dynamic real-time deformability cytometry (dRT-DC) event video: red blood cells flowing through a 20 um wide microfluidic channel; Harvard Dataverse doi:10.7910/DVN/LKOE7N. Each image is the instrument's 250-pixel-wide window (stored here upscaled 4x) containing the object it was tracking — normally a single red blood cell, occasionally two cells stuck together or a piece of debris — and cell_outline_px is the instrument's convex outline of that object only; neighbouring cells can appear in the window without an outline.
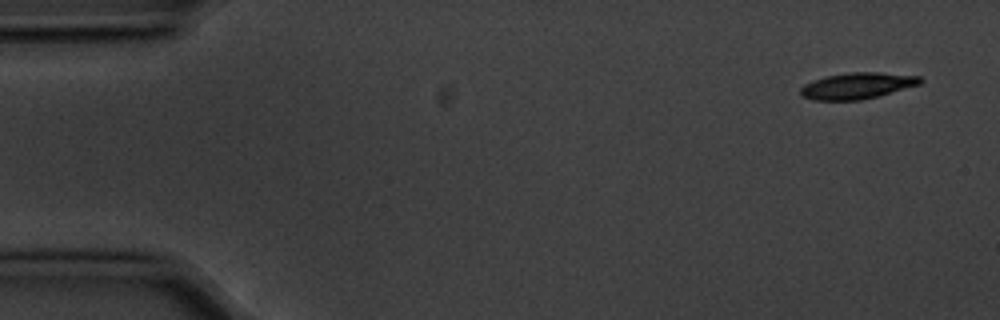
{"species": "common noctule bat (a hibernating species)", "species_latin": "Nyctalus noctula", "temperature_condition": "cold", "stored_images_in_passage": 5, "camera_frame_rate_fps": 3000, "um_per_image_px": 0.085, "animal": {"sex": "male", "body_mass_g": 20.1, "forearm_length_mm": 53.5}, "frame": {"image": 1, "passage_image": 1, "time_ms": 0.0, "image_size_px": [1000, 320], "cell_outline_px": [[924, 80], [920, 84], [880, 96], [860, 100], [812, 100], [800, 96], [800, 88], [804, 84], [828, 76], [852, 72], [880, 72], [920, 76]], "centroid_in_image_um": [72.89, 7.3], "position_along_channel_um": 12.1, "area_um2": 18.32}}